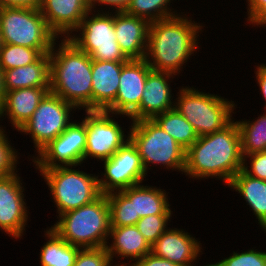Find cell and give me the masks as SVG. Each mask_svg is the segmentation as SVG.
Instances as JSON below:
<instances>
[{
  "label": "cell",
  "instance_id": "obj_17",
  "mask_svg": "<svg viewBox=\"0 0 266 266\" xmlns=\"http://www.w3.org/2000/svg\"><path fill=\"white\" fill-rule=\"evenodd\" d=\"M193 236L186 229L169 226L151 246V252L180 266H194L204 250L200 238Z\"/></svg>",
  "mask_w": 266,
  "mask_h": 266
},
{
  "label": "cell",
  "instance_id": "obj_27",
  "mask_svg": "<svg viewBox=\"0 0 266 266\" xmlns=\"http://www.w3.org/2000/svg\"><path fill=\"white\" fill-rule=\"evenodd\" d=\"M263 111L253 120L242 118L235 121L240 131L243 156L266 151V111Z\"/></svg>",
  "mask_w": 266,
  "mask_h": 266
},
{
  "label": "cell",
  "instance_id": "obj_32",
  "mask_svg": "<svg viewBox=\"0 0 266 266\" xmlns=\"http://www.w3.org/2000/svg\"><path fill=\"white\" fill-rule=\"evenodd\" d=\"M172 215H149L142 217L136 223L139 232L144 236L145 240L150 246L165 232V230L172 226Z\"/></svg>",
  "mask_w": 266,
  "mask_h": 266
},
{
  "label": "cell",
  "instance_id": "obj_15",
  "mask_svg": "<svg viewBox=\"0 0 266 266\" xmlns=\"http://www.w3.org/2000/svg\"><path fill=\"white\" fill-rule=\"evenodd\" d=\"M151 70L144 59H129L125 62L115 101L105 111L129 117L140 105L147 75Z\"/></svg>",
  "mask_w": 266,
  "mask_h": 266
},
{
  "label": "cell",
  "instance_id": "obj_18",
  "mask_svg": "<svg viewBox=\"0 0 266 266\" xmlns=\"http://www.w3.org/2000/svg\"><path fill=\"white\" fill-rule=\"evenodd\" d=\"M39 10L58 38H67L90 8L88 0H41Z\"/></svg>",
  "mask_w": 266,
  "mask_h": 266
},
{
  "label": "cell",
  "instance_id": "obj_44",
  "mask_svg": "<svg viewBox=\"0 0 266 266\" xmlns=\"http://www.w3.org/2000/svg\"><path fill=\"white\" fill-rule=\"evenodd\" d=\"M4 45L3 43V38H2V35H1V31H0V49L1 47Z\"/></svg>",
  "mask_w": 266,
  "mask_h": 266
},
{
  "label": "cell",
  "instance_id": "obj_25",
  "mask_svg": "<svg viewBox=\"0 0 266 266\" xmlns=\"http://www.w3.org/2000/svg\"><path fill=\"white\" fill-rule=\"evenodd\" d=\"M5 92L22 88H50V56L43 54L36 62L3 71Z\"/></svg>",
  "mask_w": 266,
  "mask_h": 266
},
{
  "label": "cell",
  "instance_id": "obj_45",
  "mask_svg": "<svg viewBox=\"0 0 266 266\" xmlns=\"http://www.w3.org/2000/svg\"><path fill=\"white\" fill-rule=\"evenodd\" d=\"M5 128H6V126H4V125H3V126L0 125V130H1V129L5 130Z\"/></svg>",
  "mask_w": 266,
  "mask_h": 266
},
{
  "label": "cell",
  "instance_id": "obj_35",
  "mask_svg": "<svg viewBox=\"0 0 266 266\" xmlns=\"http://www.w3.org/2000/svg\"><path fill=\"white\" fill-rule=\"evenodd\" d=\"M74 266H114L106 247L80 248Z\"/></svg>",
  "mask_w": 266,
  "mask_h": 266
},
{
  "label": "cell",
  "instance_id": "obj_20",
  "mask_svg": "<svg viewBox=\"0 0 266 266\" xmlns=\"http://www.w3.org/2000/svg\"><path fill=\"white\" fill-rule=\"evenodd\" d=\"M150 23L143 18L114 12L116 41L128 59H144Z\"/></svg>",
  "mask_w": 266,
  "mask_h": 266
},
{
  "label": "cell",
  "instance_id": "obj_36",
  "mask_svg": "<svg viewBox=\"0 0 266 266\" xmlns=\"http://www.w3.org/2000/svg\"><path fill=\"white\" fill-rule=\"evenodd\" d=\"M242 170L254 178L266 181V151L243 156Z\"/></svg>",
  "mask_w": 266,
  "mask_h": 266
},
{
  "label": "cell",
  "instance_id": "obj_7",
  "mask_svg": "<svg viewBox=\"0 0 266 266\" xmlns=\"http://www.w3.org/2000/svg\"><path fill=\"white\" fill-rule=\"evenodd\" d=\"M78 166H58L49 169H35L48 186L49 194L56 207L57 215L78 209L96 200L101 191L98 175L87 173ZM39 171V172H37Z\"/></svg>",
  "mask_w": 266,
  "mask_h": 266
},
{
  "label": "cell",
  "instance_id": "obj_33",
  "mask_svg": "<svg viewBox=\"0 0 266 266\" xmlns=\"http://www.w3.org/2000/svg\"><path fill=\"white\" fill-rule=\"evenodd\" d=\"M8 132L0 130V176H8L19 171L20 152L12 144ZM13 145V146H12Z\"/></svg>",
  "mask_w": 266,
  "mask_h": 266
},
{
  "label": "cell",
  "instance_id": "obj_24",
  "mask_svg": "<svg viewBox=\"0 0 266 266\" xmlns=\"http://www.w3.org/2000/svg\"><path fill=\"white\" fill-rule=\"evenodd\" d=\"M227 187L240 194L241 199L249 205V211L256 217L257 225L266 233V181L254 178L241 169Z\"/></svg>",
  "mask_w": 266,
  "mask_h": 266
},
{
  "label": "cell",
  "instance_id": "obj_31",
  "mask_svg": "<svg viewBox=\"0 0 266 266\" xmlns=\"http://www.w3.org/2000/svg\"><path fill=\"white\" fill-rule=\"evenodd\" d=\"M43 54L38 49L4 44L0 49V67L3 71L36 62Z\"/></svg>",
  "mask_w": 266,
  "mask_h": 266
},
{
  "label": "cell",
  "instance_id": "obj_3",
  "mask_svg": "<svg viewBox=\"0 0 266 266\" xmlns=\"http://www.w3.org/2000/svg\"><path fill=\"white\" fill-rule=\"evenodd\" d=\"M49 56L50 92L79 111L92 110L91 57L68 38H58Z\"/></svg>",
  "mask_w": 266,
  "mask_h": 266
},
{
  "label": "cell",
  "instance_id": "obj_14",
  "mask_svg": "<svg viewBox=\"0 0 266 266\" xmlns=\"http://www.w3.org/2000/svg\"><path fill=\"white\" fill-rule=\"evenodd\" d=\"M23 180L18 171L0 176V231L14 241L23 240L30 220Z\"/></svg>",
  "mask_w": 266,
  "mask_h": 266
},
{
  "label": "cell",
  "instance_id": "obj_29",
  "mask_svg": "<svg viewBox=\"0 0 266 266\" xmlns=\"http://www.w3.org/2000/svg\"><path fill=\"white\" fill-rule=\"evenodd\" d=\"M176 2V0H174ZM173 0H131L125 12L146 19L149 23L179 15ZM172 3V4H171Z\"/></svg>",
  "mask_w": 266,
  "mask_h": 266
},
{
  "label": "cell",
  "instance_id": "obj_41",
  "mask_svg": "<svg viewBox=\"0 0 266 266\" xmlns=\"http://www.w3.org/2000/svg\"><path fill=\"white\" fill-rule=\"evenodd\" d=\"M41 0H0V7L16 6V7H29L39 8Z\"/></svg>",
  "mask_w": 266,
  "mask_h": 266
},
{
  "label": "cell",
  "instance_id": "obj_43",
  "mask_svg": "<svg viewBox=\"0 0 266 266\" xmlns=\"http://www.w3.org/2000/svg\"><path fill=\"white\" fill-rule=\"evenodd\" d=\"M199 266H201V265H199ZM203 266V265H202ZM204 266H218V264L216 263V261L215 262H212V263H206Z\"/></svg>",
  "mask_w": 266,
  "mask_h": 266
},
{
  "label": "cell",
  "instance_id": "obj_34",
  "mask_svg": "<svg viewBox=\"0 0 266 266\" xmlns=\"http://www.w3.org/2000/svg\"><path fill=\"white\" fill-rule=\"evenodd\" d=\"M251 247L247 251H232L228 257L217 261L218 266H266V252Z\"/></svg>",
  "mask_w": 266,
  "mask_h": 266
},
{
  "label": "cell",
  "instance_id": "obj_40",
  "mask_svg": "<svg viewBox=\"0 0 266 266\" xmlns=\"http://www.w3.org/2000/svg\"><path fill=\"white\" fill-rule=\"evenodd\" d=\"M133 266H180L168 259L155 256L152 252L140 258Z\"/></svg>",
  "mask_w": 266,
  "mask_h": 266
},
{
  "label": "cell",
  "instance_id": "obj_5",
  "mask_svg": "<svg viewBox=\"0 0 266 266\" xmlns=\"http://www.w3.org/2000/svg\"><path fill=\"white\" fill-rule=\"evenodd\" d=\"M195 87H177L174 108L193 126L198 136L211 134L228 126L236 114V101Z\"/></svg>",
  "mask_w": 266,
  "mask_h": 266
},
{
  "label": "cell",
  "instance_id": "obj_11",
  "mask_svg": "<svg viewBox=\"0 0 266 266\" xmlns=\"http://www.w3.org/2000/svg\"><path fill=\"white\" fill-rule=\"evenodd\" d=\"M81 117L86 123L84 164H87V160H90V158L94 161L96 159L97 162L100 161L99 163L109 159L129 140L128 129H130V126L124 128L122 124H119L121 119L127 117L126 120H129L130 125L131 121L128 116L122 115L121 117V115L102 110H85V115ZM119 117H121L120 120H116ZM125 131L127 134H125Z\"/></svg>",
  "mask_w": 266,
  "mask_h": 266
},
{
  "label": "cell",
  "instance_id": "obj_42",
  "mask_svg": "<svg viewBox=\"0 0 266 266\" xmlns=\"http://www.w3.org/2000/svg\"><path fill=\"white\" fill-rule=\"evenodd\" d=\"M5 88H4V80H3V70L0 67V108L3 105L5 99Z\"/></svg>",
  "mask_w": 266,
  "mask_h": 266
},
{
  "label": "cell",
  "instance_id": "obj_16",
  "mask_svg": "<svg viewBox=\"0 0 266 266\" xmlns=\"http://www.w3.org/2000/svg\"><path fill=\"white\" fill-rule=\"evenodd\" d=\"M176 75L151 70L144 85L139 107L129 116L131 122L153 119L175 106V97L171 85ZM172 80V81H171ZM174 98V99H173Z\"/></svg>",
  "mask_w": 266,
  "mask_h": 266
},
{
  "label": "cell",
  "instance_id": "obj_2",
  "mask_svg": "<svg viewBox=\"0 0 266 266\" xmlns=\"http://www.w3.org/2000/svg\"><path fill=\"white\" fill-rule=\"evenodd\" d=\"M242 166L241 137L234 118L224 129L199 136L186 150L183 175L193 181L220 180L227 186Z\"/></svg>",
  "mask_w": 266,
  "mask_h": 266
},
{
  "label": "cell",
  "instance_id": "obj_1",
  "mask_svg": "<svg viewBox=\"0 0 266 266\" xmlns=\"http://www.w3.org/2000/svg\"><path fill=\"white\" fill-rule=\"evenodd\" d=\"M189 13L184 10L179 15L150 23L144 60L152 70L179 77L187 62H191V56L200 51L199 37L206 26L194 21Z\"/></svg>",
  "mask_w": 266,
  "mask_h": 266
},
{
  "label": "cell",
  "instance_id": "obj_22",
  "mask_svg": "<svg viewBox=\"0 0 266 266\" xmlns=\"http://www.w3.org/2000/svg\"><path fill=\"white\" fill-rule=\"evenodd\" d=\"M124 63L92 60V110L105 111L115 101Z\"/></svg>",
  "mask_w": 266,
  "mask_h": 266
},
{
  "label": "cell",
  "instance_id": "obj_21",
  "mask_svg": "<svg viewBox=\"0 0 266 266\" xmlns=\"http://www.w3.org/2000/svg\"><path fill=\"white\" fill-rule=\"evenodd\" d=\"M49 92L50 88L36 87L6 92L0 108V124L7 118L13 130L18 131L32 117L38 104Z\"/></svg>",
  "mask_w": 266,
  "mask_h": 266
},
{
  "label": "cell",
  "instance_id": "obj_23",
  "mask_svg": "<svg viewBox=\"0 0 266 266\" xmlns=\"http://www.w3.org/2000/svg\"><path fill=\"white\" fill-rule=\"evenodd\" d=\"M121 192L130 200L134 201L135 217H146L149 215H174L171 209L169 192L159 185L138 184Z\"/></svg>",
  "mask_w": 266,
  "mask_h": 266
},
{
  "label": "cell",
  "instance_id": "obj_39",
  "mask_svg": "<svg viewBox=\"0 0 266 266\" xmlns=\"http://www.w3.org/2000/svg\"><path fill=\"white\" fill-rule=\"evenodd\" d=\"M256 65L254 66V73H255V82L258 84L257 86L259 87L260 95L263 97L262 101L264 100V107L266 111V63H255Z\"/></svg>",
  "mask_w": 266,
  "mask_h": 266
},
{
  "label": "cell",
  "instance_id": "obj_6",
  "mask_svg": "<svg viewBox=\"0 0 266 266\" xmlns=\"http://www.w3.org/2000/svg\"><path fill=\"white\" fill-rule=\"evenodd\" d=\"M129 139L136 146L146 173L159 166L183 174L186 150L153 119L132 121Z\"/></svg>",
  "mask_w": 266,
  "mask_h": 266
},
{
  "label": "cell",
  "instance_id": "obj_4",
  "mask_svg": "<svg viewBox=\"0 0 266 266\" xmlns=\"http://www.w3.org/2000/svg\"><path fill=\"white\" fill-rule=\"evenodd\" d=\"M56 217L50 228L70 245L80 248L106 246L111 229L106 194H101L93 202Z\"/></svg>",
  "mask_w": 266,
  "mask_h": 266
},
{
  "label": "cell",
  "instance_id": "obj_38",
  "mask_svg": "<svg viewBox=\"0 0 266 266\" xmlns=\"http://www.w3.org/2000/svg\"><path fill=\"white\" fill-rule=\"evenodd\" d=\"M88 3L91 11L121 12L126 10L131 0H88Z\"/></svg>",
  "mask_w": 266,
  "mask_h": 266
},
{
  "label": "cell",
  "instance_id": "obj_10",
  "mask_svg": "<svg viewBox=\"0 0 266 266\" xmlns=\"http://www.w3.org/2000/svg\"><path fill=\"white\" fill-rule=\"evenodd\" d=\"M76 110L79 112L73 104L51 92L43 98L32 117L17 131L22 135H29L34 145V154L26 157L29 161L50 141L55 140L66 130L73 122L75 117L72 114Z\"/></svg>",
  "mask_w": 266,
  "mask_h": 266
},
{
  "label": "cell",
  "instance_id": "obj_37",
  "mask_svg": "<svg viewBox=\"0 0 266 266\" xmlns=\"http://www.w3.org/2000/svg\"><path fill=\"white\" fill-rule=\"evenodd\" d=\"M247 4V21L249 26L266 29V0H245Z\"/></svg>",
  "mask_w": 266,
  "mask_h": 266
},
{
  "label": "cell",
  "instance_id": "obj_19",
  "mask_svg": "<svg viewBox=\"0 0 266 266\" xmlns=\"http://www.w3.org/2000/svg\"><path fill=\"white\" fill-rule=\"evenodd\" d=\"M105 247L114 266H133L151 252V246L135 225L111 227ZM123 259L127 260V263Z\"/></svg>",
  "mask_w": 266,
  "mask_h": 266
},
{
  "label": "cell",
  "instance_id": "obj_26",
  "mask_svg": "<svg viewBox=\"0 0 266 266\" xmlns=\"http://www.w3.org/2000/svg\"><path fill=\"white\" fill-rule=\"evenodd\" d=\"M42 237L47 239L39 252L40 266H74L80 247L70 245L48 226Z\"/></svg>",
  "mask_w": 266,
  "mask_h": 266
},
{
  "label": "cell",
  "instance_id": "obj_9",
  "mask_svg": "<svg viewBox=\"0 0 266 266\" xmlns=\"http://www.w3.org/2000/svg\"><path fill=\"white\" fill-rule=\"evenodd\" d=\"M92 60L127 62L114 30V12L89 11L67 37Z\"/></svg>",
  "mask_w": 266,
  "mask_h": 266
},
{
  "label": "cell",
  "instance_id": "obj_30",
  "mask_svg": "<svg viewBox=\"0 0 266 266\" xmlns=\"http://www.w3.org/2000/svg\"><path fill=\"white\" fill-rule=\"evenodd\" d=\"M111 227L134 226L140 219L135 217L134 201H130L121 191L106 194Z\"/></svg>",
  "mask_w": 266,
  "mask_h": 266
},
{
  "label": "cell",
  "instance_id": "obj_8",
  "mask_svg": "<svg viewBox=\"0 0 266 266\" xmlns=\"http://www.w3.org/2000/svg\"><path fill=\"white\" fill-rule=\"evenodd\" d=\"M0 31L4 44L38 49L42 54L50 53L58 39L39 8L0 7Z\"/></svg>",
  "mask_w": 266,
  "mask_h": 266
},
{
  "label": "cell",
  "instance_id": "obj_13",
  "mask_svg": "<svg viewBox=\"0 0 266 266\" xmlns=\"http://www.w3.org/2000/svg\"><path fill=\"white\" fill-rule=\"evenodd\" d=\"M75 120L30 160L35 169L85 166L83 163L86 148V123L82 119L81 122Z\"/></svg>",
  "mask_w": 266,
  "mask_h": 266
},
{
  "label": "cell",
  "instance_id": "obj_28",
  "mask_svg": "<svg viewBox=\"0 0 266 266\" xmlns=\"http://www.w3.org/2000/svg\"><path fill=\"white\" fill-rule=\"evenodd\" d=\"M153 120L185 150L199 137L193 126L176 110V108H172L155 116Z\"/></svg>",
  "mask_w": 266,
  "mask_h": 266
},
{
  "label": "cell",
  "instance_id": "obj_12",
  "mask_svg": "<svg viewBox=\"0 0 266 266\" xmlns=\"http://www.w3.org/2000/svg\"><path fill=\"white\" fill-rule=\"evenodd\" d=\"M98 172V185L101 194L121 191L144 183L149 176L143 165L136 146L129 139L109 159L101 161Z\"/></svg>",
  "mask_w": 266,
  "mask_h": 266
}]
</instances>
